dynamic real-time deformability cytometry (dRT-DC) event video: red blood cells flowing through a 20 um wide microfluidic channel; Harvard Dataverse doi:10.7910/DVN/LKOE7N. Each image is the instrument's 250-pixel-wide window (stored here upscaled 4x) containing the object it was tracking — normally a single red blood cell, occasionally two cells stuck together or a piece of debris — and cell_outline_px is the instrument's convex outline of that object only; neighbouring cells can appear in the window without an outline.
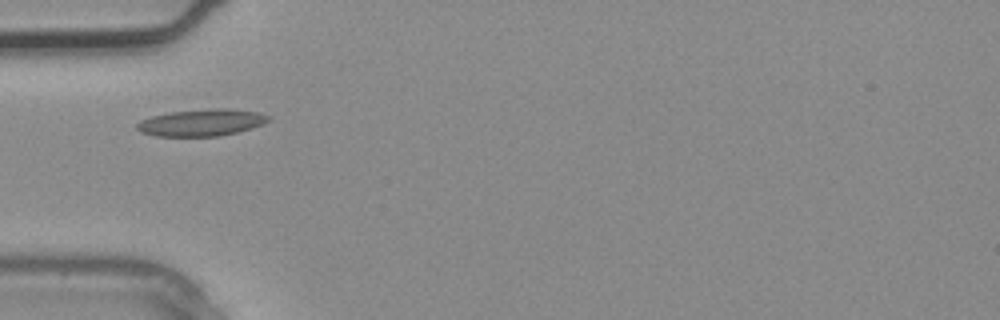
{"species": "common noctule bat (a hibernating species)", "species_latin": "Nyctalus noctula", "temperature_condition": "warm", "stored_images_in_passage": 2, "camera_frame_rate_fps": 3000, "um_per_image_px": 0.085, "animal": {"sex": "male", "body_mass_g": 20.4}, "frame": {"image": 1, "passage_image": 2, "time_ms": 0.333, "image_size_px": [1000, 320], "cell_outline_px": [[272, 120], [252, 128], [220, 136], [156, 136], [140, 132], [136, 128], [136, 124], [140, 120], [152, 116], [168, 112], [208, 108], [228, 108], [256, 112], [272, 116]], "centroid_in_image_um": [17.14, 10.41], "position_along_channel_um": 67.9, "area_um2": 20.81}}